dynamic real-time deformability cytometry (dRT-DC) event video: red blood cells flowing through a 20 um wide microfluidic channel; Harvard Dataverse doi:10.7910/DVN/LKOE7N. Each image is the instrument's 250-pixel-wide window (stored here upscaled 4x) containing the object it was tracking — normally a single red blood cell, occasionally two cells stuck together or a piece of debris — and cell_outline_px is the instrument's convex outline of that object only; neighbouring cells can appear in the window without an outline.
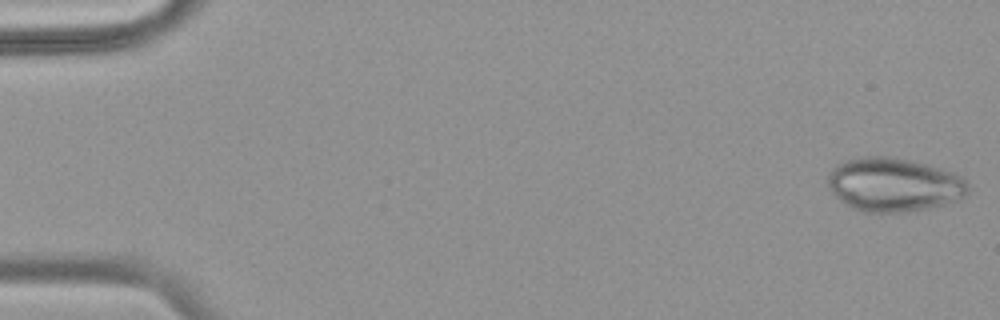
{"species": "common noctule bat (a hibernating species)", "species_latin": "Nyctalus noctula", "temperature_condition": "warm", "stored_images_in_passage": 54, "camera_frame_rate_fps": 3000, "um_per_image_px": 0.085, "animal": {"sex": "female", "body_mass_g": 18.4}, "frame": {"image": 1, "passage_image": 1, "time_ms": 0.0, "image_size_px": [1000, 320], "cell_outline_px": [[968, 192], [964, 196], [944, 204], [924, 208], [896, 212], [864, 212], [852, 208], [840, 200], [828, 188], [828, 176], [832, 168], [848, 160], [864, 156], [892, 156], [924, 164], [952, 172], [960, 176], [968, 184]], "centroid_in_image_um": [75.94, 15.69], "position_along_channel_um": 9.1, "area_um2": 43.29}}
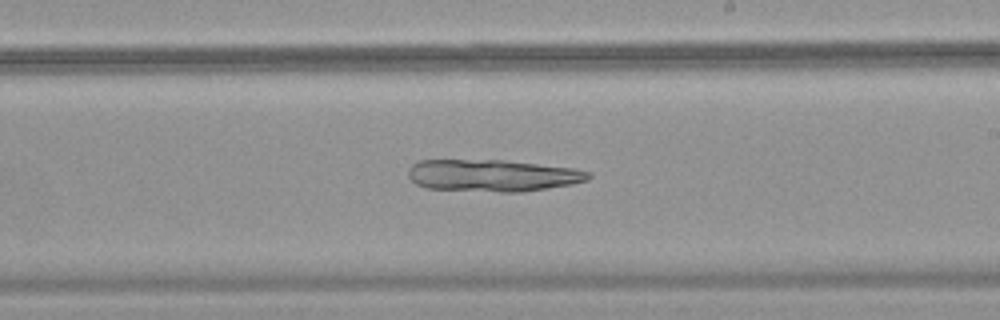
{"frame": {"image": 2, "passage_image": 32, "time_ms": 10.333, "image_size_px": [1000, 320], "cell_outline_px": [[592, 176], [588, 180], [572, 184], [520, 192], [500, 192], [428, 188], [416, 184], [408, 176], [408, 168], [412, 164], [420, 160], [504, 160], [572, 168], [592, 172]], "centroid_in_image_um": [41.87, 14.91], "position_along_channel_um": 247.1, "area_um2": 33.52}}
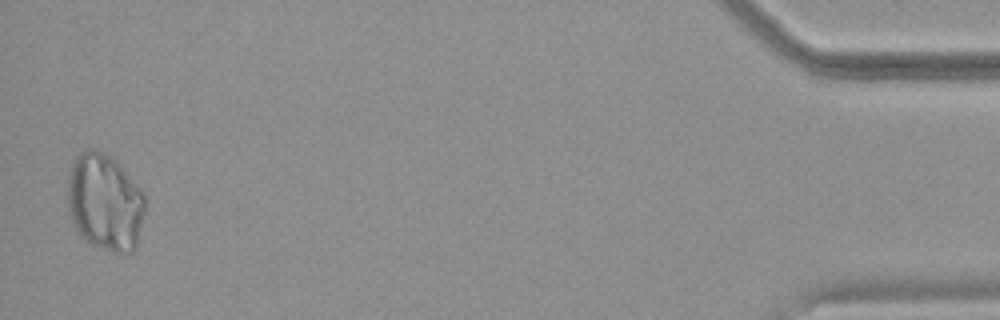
{"frame": {"image": 3, "passage_image": 53, "time_ms": 17.333, "image_size_px": [1000, 320], "cell_outline_px": [[144, 212], [136, 248], [132, 252], [116, 252], [96, 244], [80, 236], [72, 220], [68, 208], [68, 176], [72, 160], [80, 152], [88, 148], [96, 148], [116, 160], [144, 192]], "centroid_in_image_um": [8.91, 17.13], "position_along_channel_um": 426.3, "area_um2": 43.64}}